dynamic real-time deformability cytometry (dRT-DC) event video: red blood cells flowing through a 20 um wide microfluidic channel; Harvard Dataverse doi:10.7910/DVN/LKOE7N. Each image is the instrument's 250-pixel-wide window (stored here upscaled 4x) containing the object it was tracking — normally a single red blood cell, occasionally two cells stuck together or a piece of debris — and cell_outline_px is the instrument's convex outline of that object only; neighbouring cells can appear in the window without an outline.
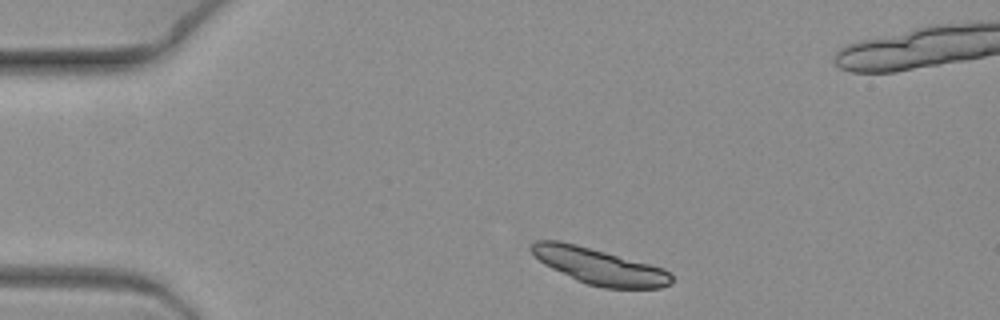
{"species": "common noctule bat (a hibernating species)", "species_latin": "Nyctalus noctula", "temperature_condition": "warm", "stored_images_in_passage": 4, "camera_frame_rate_fps": 3000, "um_per_image_px": 0.085, "animal": {"sex": "female", "body_mass_g": 19.3, "forearm_length_mm": 54.1}, "frame": {"image": 1, "passage_image": 1, "time_ms": 0.0, "image_size_px": [1000, 320], "cell_outline_px": [[672, 284], [660, 288], [604, 288], [588, 284], [576, 280], [544, 264], [528, 248], [536, 240], [560, 240], [576, 244], [664, 268], [672, 276]], "centroid_in_image_um": [50.94, 22.64], "position_along_channel_um": 34.1, "area_um2": 29.13}}